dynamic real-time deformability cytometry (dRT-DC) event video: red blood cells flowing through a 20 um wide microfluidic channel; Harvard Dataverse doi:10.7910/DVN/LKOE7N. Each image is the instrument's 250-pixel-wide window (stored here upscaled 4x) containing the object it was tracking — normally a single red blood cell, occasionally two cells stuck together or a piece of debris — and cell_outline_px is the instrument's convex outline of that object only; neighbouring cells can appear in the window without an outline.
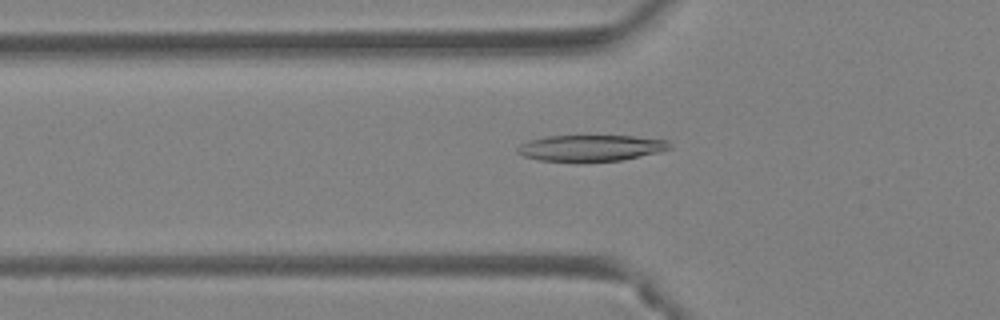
{"species": "Egyptian fruit bat (a non-hibernating species)", "species_latin": "Rousettus aegyptiacus", "temperature_condition": "warm", "stored_images_in_passage": 34, "camera_frame_rate_fps": 3000, "um_per_image_px": 0.085, "animal": {"sex": "female"}, "frame": {"image": 1, "passage_image": 4, "time_ms": 1.0, "image_size_px": [1000, 320], "cell_outline_px": [[672, 148], [660, 152], [620, 160], [576, 164], [540, 160], [524, 156], [516, 152], [516, 148], [520, 144], [532, 140], [548, 136], [632, 136], [668, 140]], "centroid_in_image_um": [50.21, 12.61], "position_along_channel_um": 75.6, "area_um2": 23.81}}
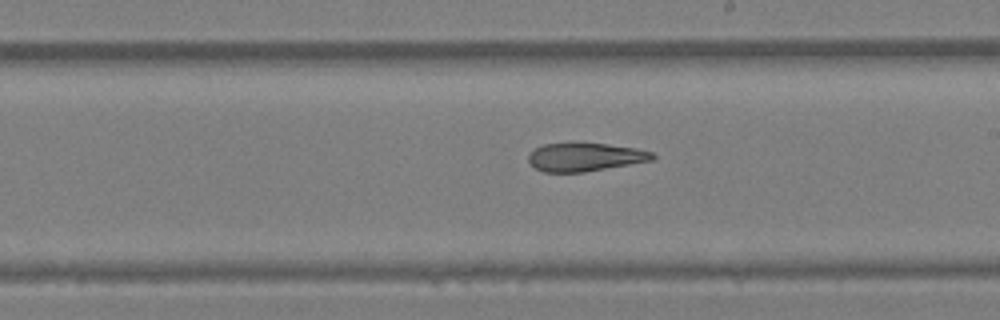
{"frame": {"image": 2, "passage_image": 15, "time_ms": 4.667, "image_size_px": [1000, 320], "cell_outline_px": [[656, 156], [652, 160], [584, 172], [544, 172], [536, 168], [528, 160], [528, 152], [544, 144], [608, 144], [636, 148], [652, 152]], "centroid_in_image_um": [49.72, 13.36], "position_along_channel_um": 239.3, "area_um2": 20.11}}
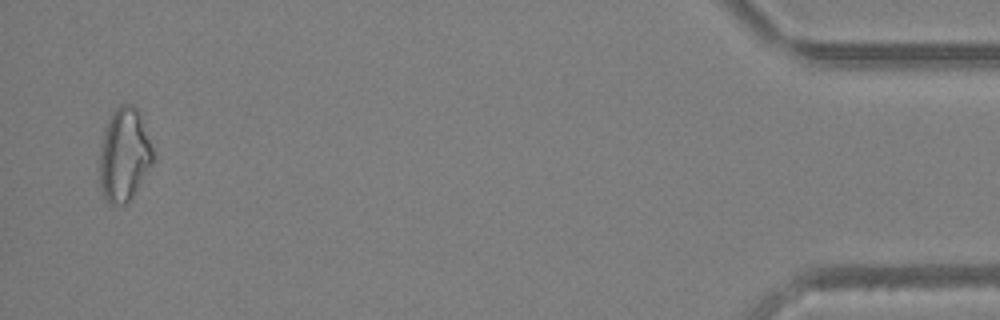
{"frame": {"image": 3, "passage_image": 33, "time_ms": 10.667, "image_size_px": [1000, 320], "cell_outline_px": [[156, 160], [128, 204], [108, 204], [104, 200], [100, 192], [100, 152], [104, 128], [112, 112], [120, 104], [132, 104], [136, 108], [140, 116], [156, 152]], "centroid_in_image_um": [10.58, 13.2], "position_along_channel_um": 424.6, "area_um2": 29.77}, "authors_computed_cell_mechanics": {"area_um2": 22.6287, "velocity_mm_per_s": 4.4601, "shape_relaxation_time_tau1_ms": null, "shape_relaxation_time_tau2_ms": 3.5757, "deformation_change_tau1": null, "deformation_change_tau2": 0.1297}}